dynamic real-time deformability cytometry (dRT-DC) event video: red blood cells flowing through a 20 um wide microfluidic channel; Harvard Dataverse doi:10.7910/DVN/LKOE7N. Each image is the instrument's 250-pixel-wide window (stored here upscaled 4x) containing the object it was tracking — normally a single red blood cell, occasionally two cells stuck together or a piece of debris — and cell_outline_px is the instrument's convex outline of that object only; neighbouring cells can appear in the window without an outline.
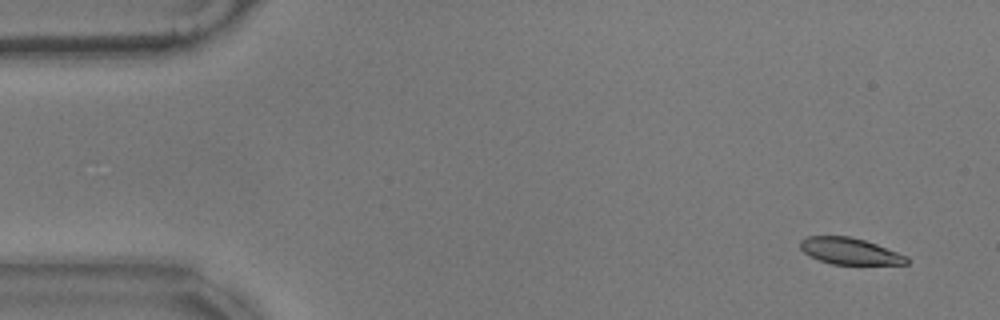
{"species": "common noctule bat (a hibernating species)", "species_latin": "Nyctalus noctula", "temperature_condition": "warm", "stored_images_in_passage": 56, "segment_of_instrument_passage": [1, 2], "camera_frame_rate_fps": 3000, "um_per_image_px": 0.085, "animal": {"sex": "male", "body_mass_g": 17.9}, "frame": {"image": 1, "passage_image": 1, "time_ms": 0.0, "image_size_px": [1000, 320], "cell_outline_px": [[908, 264], [832, 264], [808, 256], [800, 248], [800, 240], [808, 236], [848, 236], [864, 240], [876, 244], [908, 256]], "centroid_in_image_um": [72.21, 21.34], "position_along_channel_um": 12.8, "area_um2": 16.36}}
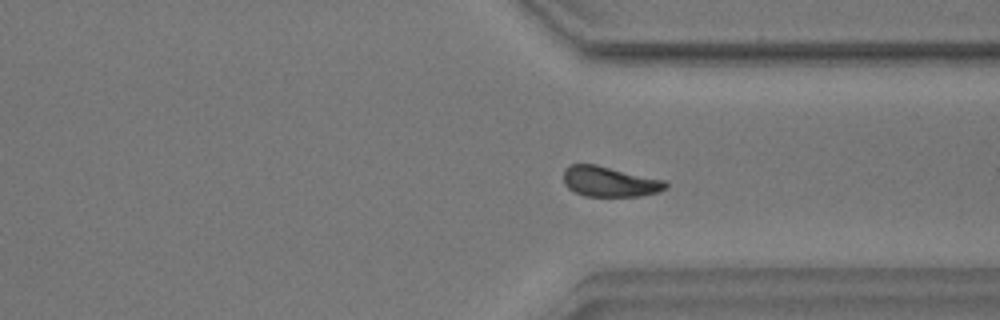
{"frame": {"image": 2, "passage_image": 40, "time_ms": 13.0, "image_size_px": [1000, 320], "cell_outline_px": [[668, 188], [656, 192], [640, 196], [584, 196], [568, 188], [564, 184], [564, 168], [568, 164], [596, 164], [664, 180], [668, 184]], "centroid_in_image_um": [51.79, 15.43], "position_along_channel_um": 359.6, "area_um2": 18.03}}
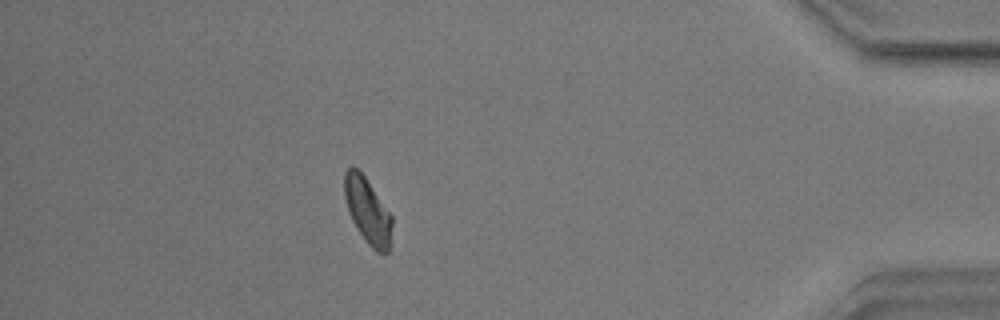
{"frame": {"image": 3, "passage_image": 48, "time_ms": 15.667, "image_size_px": [1000, 320], "cell_outline_px": [[392, 224], [388, 252], [376, 252], [368, 244], [356, 228], [348, 212], [344, 196], [344, 172], [352, 164], [364, 176], [392, 216]], "centroid_in_image_um": [31.22, 17.9], "position_along_channel_um": 404.0, "area_um2": 18.03}}